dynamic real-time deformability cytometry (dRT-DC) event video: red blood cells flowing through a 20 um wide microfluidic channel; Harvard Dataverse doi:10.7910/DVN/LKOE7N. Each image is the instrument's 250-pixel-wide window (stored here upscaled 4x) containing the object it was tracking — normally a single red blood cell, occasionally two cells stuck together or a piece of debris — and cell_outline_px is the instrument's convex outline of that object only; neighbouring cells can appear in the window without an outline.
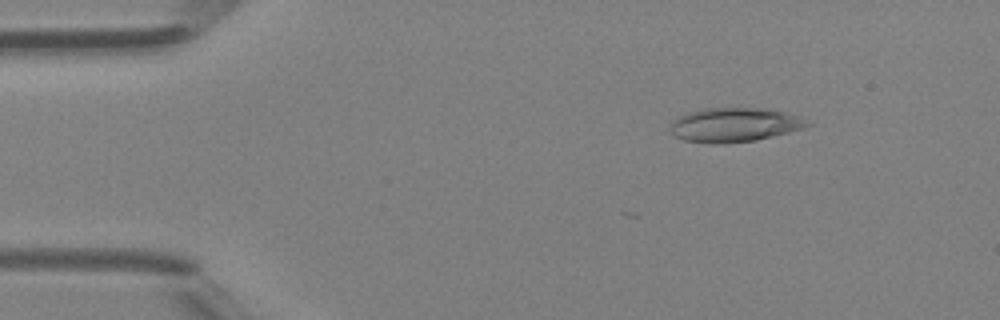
{"species": "Egyptian fruit bat (a non-hibernating species)", "species_latin": "Rousettus aegyptiacus", "temperature_condition": "room temperature", "stored_images_in_passage": 5, "camera_frame_rate_fps": 3000, "um_per_image_px": 0.085, "animal": {"sex": "female"}, "frame": {"image": 1, "passage_image": 1, "time_ms": 0.0, "image_size_px": [1000, 320], "cell_outline_px": [[812, 124], [804, 128], [756, 140], [720, 144], [708, 144], [684, 140], [668, 132], [668, 128], [672, 120], [688, 112], [700, 108], [764, 108], [784, 112], [808, 120]], "centroid_in_image_um": [62.36, 10.61], "position_along_channel_um": 22.6, "area_um2": 27.51}}